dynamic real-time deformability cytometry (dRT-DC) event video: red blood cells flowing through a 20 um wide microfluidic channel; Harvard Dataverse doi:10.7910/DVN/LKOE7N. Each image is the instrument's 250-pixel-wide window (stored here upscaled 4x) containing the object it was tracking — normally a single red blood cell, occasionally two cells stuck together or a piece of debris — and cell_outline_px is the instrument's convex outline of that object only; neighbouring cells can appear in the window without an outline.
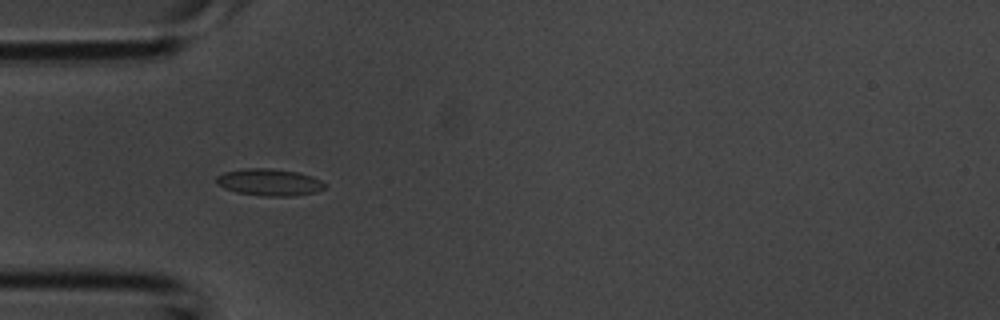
{"species": "common noctule bat (a hibernating species)", "species_latin": "Nyctalus noctula", "temperature_condition": "room temperature", "stored_images_in_passage": 2, "camera_frame_rate_fps": 3000, "um_per_image_px": 0.085, "animal": {"sex": "male", "body_mass_g": 20.1, "forearm_length_mm": 53.5}, "frame": {"image": 1, "passage_image": 2, "time_ms": 0.333, "image_size_px": [1000, 320], "cell_outline_px": [[328, 184], [324, 188], [316, 192], [292, 196], [264, 196], [236, 192], [224, 188], [216, 184], [216, 176], [224, 172], [244, 168], [272, 168], [296, 172], [312, 176]], "centroid_in_image_um": [22.88, 15.49], "position_along_channel_um": 62.1, "area_um2": 17.11}}